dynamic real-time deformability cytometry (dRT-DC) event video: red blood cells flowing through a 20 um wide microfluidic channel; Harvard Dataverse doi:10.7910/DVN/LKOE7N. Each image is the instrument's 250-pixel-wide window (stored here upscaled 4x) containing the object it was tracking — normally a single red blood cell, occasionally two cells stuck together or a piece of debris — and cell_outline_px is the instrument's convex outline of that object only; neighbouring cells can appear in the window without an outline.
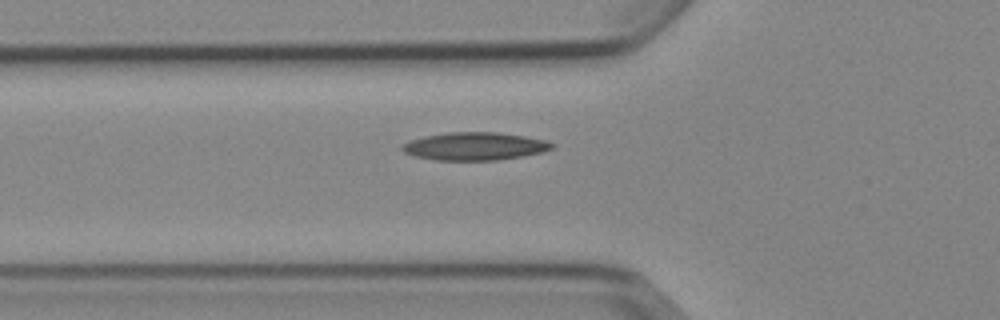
{"species": "Egyptian fruit bat (a non-hibernating species)", "species_latin": "Rousettus aegyptiacus", "temperature_condition": "cold", "stored_images_in_passage": 7, "camera_frame_rate_fps": 3000, "um_per_image_px": 0.085, "animal": {"sex": "female"}, "frame": {"image": 1, "passage_image": 7, "time_ms": 8.0, "image_size_px": [1000, 320], "cell_outline_px": [[556, 144], [552, 148], [540, 152], [520, 156], [496, 160], [436, 160], [416, 156], [404, 152], [400, 148], [404, 144], [412, 140], [424, 136], [448, 132], [496, 132], [524, 136], [548, 140]], "centroid_in_image_um": [40.37, 12.42], "position_along_channel_um": 85.4, "area_um2": 24.1}}